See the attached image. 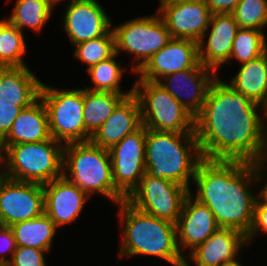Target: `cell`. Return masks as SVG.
Returning <instances> with one entry per match:
<instances>
[{
	"instance_id": "ee69618b",
	"label": "cell",
	"mask_w": 267,
	"mask_h": 266,
	"mask_svg": "<svg viewBox=\"0 0 267 266\" xmlns=\"http://www.w3.org/2000/svg\"><path fill=\"white\" fill-rule=\"evenodd\" d=\"M266 113H267V96H266Z\"/></svg>"
},
{
	"instance_id": "d590c367",
	"label": "cell",
	"mask_w": 267,
	"mask_h": 266,
	"mask_svg": "<svg viewBox=\"0 0 267 266\" xmlns=\"http://www.w3.org/2000/svg\"><path fill=\"white\" fill-rule=\"evenodd\" d=\"M16 247L12 229L0 225V265H7L10 262Z\"/></svg>"
},
{
	"instance_id": "4dcf8cb0",
	"label": "cell",
	"mask_w": 267,
	"mask_h": 266,
	"mask_svg": "<svg viewBox=\"0 0 267 266\" xmlns=\"http://www.w3.org/2000/svg\"><path fill=\"white\" fill-rule=\"evenodd\" d=\"M73 47L74 57L80 60L82 65H86V71L116 53L112 29L103 36L73 45Z\"/></svg>"
},
{
	"instance_id": "9a60e30c",
	"label": "cell",
	"mask_w": 267,
	"mask_h": 266,
	"mask_svg": "<svg viewBox=\"0 0 267 266\" xmlns=\"http://www.w3.org/2000/svg\"><path fill=\"white\" fill-rule=\"evenodd\" d=\"M199 63L197 42L189 39L171 38L135 73L136 80L157 82L165 75L194 68Z\"/></svg>"
},
{
	"instance_id": "ffe728a7",
	"label": "cell",
	"mask_w": 267,
	"mask_h": 266,
	"mask_svg": "<svg viewBox=\"0 0 267 266\" xmlns=\"http://www.w3.org/2000/svg\"><path fill=\"white\" fill-rule=\"evenodd\" d=\"M44 213L58 228L76 222L90 197L64 176L43 185ZM90 199V200H89Z\"/></svg>"
},
{
	"instance_id": "5b68a950",
	"label": "cell",
	"mask_w": 267,
	"mask_h": 266,
	"mask_svg": "<svg viewBox=\"0 0 267 266\" xmlns=\"http://www.w3.org/2000/svg\"><path fill=\"white\" fill-rule=\"evenodd\" d=\"M63 176L90 198L100 194L115 206L126 200L115 188L109 150L91 141L64 145Z\"/></svg>"
},
{
	"instance_id": "f35d334b",
	"label": "cell",
	"mask_w": 267,
	"mask_h": 266,
	"mask_svg": "<svg viewBox=\"0 0 267 266\" xmlns=\"http://www.w3.org/2000/svg\"><path fill=\"white\" fill-rule=\"evenodd\" d=\"M195 0H159V5H171L180 2H191Z\"/></svg>"
},
{
	"instance_id": "6da1fadb",
	"label": "cell",
	"mask_w": 267,
	"mask_h": 266,
	"mask_svg": "<svg viewBox=\"0 0 267 266\" xmlns=\"http://www.w3.org/2000/svg\"><path fill=\"white\" fill-rule=\"evenodd\" d=\"M194 133L205 159L257 162L266 152L267 113L219 75L194 117Z\"/></svg>"
},
{
	"instance_id": "ac0fdd59",
	"label": "cell",
	"mask_w": 267,
	"mask_h": 266,
	"mask_svg": "<svg viewBox=\"0 0 267 266\" xmlns=\"http://www.w3.org/2000/svg\"><path fill=\"white\" fill-rule=\"evenodd\" d=\"M218 228L220 227L208 206L189 193L176 222L177 245L182 256L185 258Z\"/></svg>"
},
{
	"instance_id": "7402d4cb",
	"label": "cell",
	"mask_w": 267,
	"mask_h": 266,
	"mask_svg": "<svg viewBox=\"0 0 267 266\" xmlns=\"http://www.w3.org/2000/svg\"><path fill=\"white\" fill-rule=\"evenodd\" d=\"M29 66L0 67V103H14L23 109L40 98L43 81Z\"/></svg>"
},
{
	"instance_id": "484cf974",
	"label": "cell",
	"mask_w": 267,
	"mask_h": 266,
	"mask_svg": "<svg viewBox=\"0 0 267 266\" xmlns=\"http://www.w3.org/2000/svg\"><path fill=\"white\" fill-rule=\"evenodd\" d=\"M12 0H10L11 2ZM11 15L6 19L20 31L33 30L40 34L44 26L50 22L54 7L58 5L55 0H15Z\"/></svg>"
},
{
	"instance_id": "8992f818",
	"label": "cell",
	"mask_w": 267,
	"mask_h": 266,
	"mask_svg": "<svg viewBox=\"0 0 267 266\" xmlns=\"http://www.w3.org/2000/svg\"><path fill=\"white\" fill-rule=\"evenodd\" d=\"M63 149L64 144L52 137L36 143L0 145L2 173L17 181L47 184L63 176Z\"/></svg>"
},
{
	"instance_id": "ab89813d",
	"label": "cell",
	"mask_w": 267,
	"mask_h": 266,
	"mask_svg": "<svg viewBox=\"0 0 267 266\" xmlns=\"http://www.w3.org/2000/svg\"><path fill=\"white\" fill-rule=\"evenodd\" d=\"M242 260H240V262H236L234 264H231V265H225V266H244L242 263H241Z\"/></svg>"
},
{
	"instance_id": "3957f363",
	"label": "cell",
	"mask_w": 267,
	"mask_h": 266,
	"mask_svg": "<svg viewBox=\"0 0 267 266\" xmlns=\"http://www.w3.org/2000/svg\"><path fill=\"white\" fill-rule=\"evenodd\" d=\"M116 206L119 229L122 228L118 260L143 255L184 266L185 258L177 245L176 224L141 212L126 200Z\"/></svg>"
},
{
	"instance_id": "4fadbf2b",
	"label": "cell",
	"mask_w": 267,
	"mask_h": 266,
	"mask_svg": "<svg viewBox=\"0 0 267 266\" xmlns=\"http://www.w3.org/2000/svg\"><path fill=\"white\" fill-rule=\"evenodd\" d=\"M62 28L73 45L98 38L112 29V19L97 0H68Z\"/></svg>"
},
{
	"instance_id": "1f68e13d",
	"label": "cell",
	"mask_w": 267,
	"mask_h": 266,
	"mask_svg": "<svg viewBox=\"0 0 267 266\" xmlns=\"http://www.w3.org/2000/svg\"><path fill=\"white\" fill-rule=\"evenodd\" d=\"M231 14L239 28L264 31L267 26V0H240Z\"/></svg>"
},
{
	"instance_id": "8d00e7d4",
	"label": "cell",
	"mask_w": 267,
	"mask_h": 266,
	"mask_svg": "<svg viewBox=\"0 0 267 266\" xmlns=\"http://www.w3.org/2000/svg\"><path fill=\"white\" fill-rule=\"evenodd\" d=\"M253 169L256 185H259L258 188L261 189L257 188V200L262 204H267V173H265V170L267 169V161L260 160L253 162ZM263 184L264 186L262 187L261 185Z\"/></svg>"
},
{
	"instance_id": "e0dca14e",
	"label": "cell",
	"mask_w": 267,
	"mask_h": 266,
	"mask_svg": "<svg viewBox=\"0 0 267 266\" xmlns=\"http://www.w3.org/2000/svg\"><path fill=\"white\" fill-rule=\"evenodd\" d=\"M238 29L232 14H212L208 28L198 42L200 63L214 70L217 76L230 59Z\"/></svg>"
},
{
	"instance_id": "d6a6232c",
	"label": "cell",
	"mask_w": 267,
	"mask_h": 266,
	"mask_svg": "<svg viewBox=\"0 0 267 266\" xmlns=\"http://www.w3.org/2000/svg\"><path fill=\"white\" fill-rule=\"evenodd\" d=\"M50 253L33 247L17 246L8 266H47L45 254Z\"/></svg>"
},
{
	"instance_id": "d6986e66",
	"label": "cell",
	"mask_w": 267,
	"mask_h": 266,
	"mask_svg": "<svg viewBox=\"0 0 267 266\" xmlns=\"http://www.w3.org/2000/svg\"><path fill=\"white\" fill-rule=\"evenodd\" d=\"M158 6L157 12L168 28L171 38L189 39L198 43L212 17L204 0Z\"/></svg>"
},
{
	"instance_id": "ba28073f",
	"label": "cell",
	"mask_w": 267,
	"mask_h": 266,
	"mask_svg": "<svg viewBox=\"0 0 267 266\" xmlns=\"http://www.w3.org/2000/svg\"><path fill=\"white\" fill-rule=\"evenodd\" d=\"M40 98L45 104L50 135L65 144L90 141L85 130L84 88L59 89L43 82Z\"/></svg>"
},
{
	"instance_id": "b9f144b4",
	"label": "cell",
	"mask_w": 267,
	"mask_h": 266,
	"mask_svg": "<svg viewBox=\"0 0 267 266\" xmlns=\"http://www.w3.org/2000/svg\"><path fill=\"white\" fill-rule=\"evenodd\" d=\"M0 170H1V166H0ZM4 175H3V173H2V170L0 171V180H1V178L3 177Z\"/></svg>"
},
{
	"instance_id": "f1b7e54d",
	"label": "cell",
	"mask_w": 267,
	"mask_h": 266,
	"mask_svg": "<svg viewBox=\"0 0 267 266\" xmlns=\"http://www.w3.org/2000/svg\"><path fill=\"white\" fill-rule=\"evenodd\" d=\"M25 36L6 18L0 19V67H23L27 50Z\"/></svg>"
},
{
	"instance_id": "30bf717a",
	"label": "cell",
	"mask_w": 267,
	"mask_h": 266,
	"mask_svg": "<svg viewBox=\"0 0 267 266\" xmlns=\"http://www.w3.org/2000/svg\"><path fill=\"white\" fill-rule=\"evenodd\" d=\"M189 193L184 186L146 172L126 201L141 212L176 224Z\"/></svg>"
},
{
	"instance_id": "52a82bcc",
	"label": "cell",
	"mask_w": 267,
	"mask_h": 266,
	"mask_svg": "<svg viewBox=\"0 0 267 266\" xmlns=\"http://www.w3.org/2000/svg\"><path fill=\"white\" fill-rule=\"evenodd\" d=\"M115 50L118 56L126 52L132 56L131 72L137 73L146 62L160 51L171 39L168 28L156 10L148 16H138L113 26ZM134 58V59H133ZM136 62V63H135Z\"/></svg>"
},
{
	"instance_id": "836d02e7",
	"label": "cell",
	"mask_w": 267,
	"mask_h": 266,
	"mask_svg": "<svg viewBox=\"0 0 267 266\" xmlns=\"http://www.w3.org/2000/svg\"><path fill=\"white\" fill-rule=\"evenodd\" d=\"M260 234L267 235V204L256 200L253 225L247 234L248 245L251 246L253 239L255 240Z\"/></svg>"
},
{
	"instance_id": "74e56055",
	"label": "cell",
	"mask_w": 267,
	"mask_h": 266,
	"mask_svg": "<svg viewBox=\"0 0 267 266\" xmlns=\"http://www.w3.org/2000/svg\"><path fill=\"white\" fill-rule=\"evenodd\" d=\"M240 0H204L212 14H231Z\"/></svg>"
},
{
	"instance_id": "2e32d148",
	"label": "cell",
	"mask_w": 267,
	"mask_h": 266,
	"mask_svg": "<svg viewBox=\"0 0 267 266\" xmlns=\"http://www.w3.org/2000/svg\"><path fill=\"white\" fill-rule=\"evenodd\" d=\"M247 246V236L244 233L220 227L185 257L184 266H191L190 262L195 266L231 265L240 260L241 249H246Z\"/></svg>"
},
{
	"instance_id": "83f0119b",
	"label": "cell",
	"mask_w": 267,
	"mask_h": 266,
	"mask_svg": "<svg viewBox=\"0 0 267 266\" xmlns=\"http://www.w3.org/2000/svg\"><path fill=\"white\" fill-rule=\"evenodd\" d=\"M117 56V53H115L112 57L91 66L87 70L92 84L85 89L111 93H133V85L127 91H124L123 88L121 89L126 67L124 68L120 64L121 61L116 60Z\"/></svg>"
},
{
	"instance_id": "603a6c76",
	"label": "cell",
	"mask_w": 267,
	"mask_h": 266,
	"mask_svg": "<svg viewBox=\"0 0 267 266\" xmlns=\"http://www.w3.org/2000/svg\"><path fill=\"white\" fill-rule=\"evenodd\" d=\"M50 138L47 110L42 99L39 98L20 112L0 145L36 143Z\"/></svg>"
},
{
	"instance_id": "cb8c5ba5",
	"label": "cell",
	"mask_w": 267,
	"mask_h": 266,
	"mask_svg": "<svg viewBox=\"0 0 267 266\" xmlns=\"http://www.w3.org/2000/svg\"><path fill=\"white\" fill-rule=\"evenodd\" d=\"M235 91L263 106L266 112L267 51L258 58L239 65L227 82Z\"/></svg>"
},
{
	"instance_id": "277c9868",
	"label": "cell",
	"mask_w": 267,
	"mask_h": 266,
	"mask_svg": "<svg viewBox=\"0 0 267 266\" xmlns=\"http://www.w3.org/2000/svg\"><path fill=\"white\" fill-rule=\"evenodd\" d=\"M145 151V166L149 175L193 190L191 183L203 159L195 133L147 129Z\"/></svg>"
},
{
	"instance_id": "7bdbcfd3",
	"label": "cell",
	"mask_w": 267,
	"mask_h": 266,
	"mask_svg": "<svg viewBox=\"0 0 267 266\" xmlns=\"http://www.w3.org/2000/svg\"><path fill=\"white\" fill-rule=\"evenodd\" d=\"M61 1H65V0H55V2L58 4L60 3Z\"/></svg>"
},
{
	"instance_id": "60d3db41",
	"label": "cell",
	"mask_w": 267,
	"mask_h": 266,
	"mask_svg": "<svg viewBox=\"0 0 267 266\" xmlns=\"http://www.w3.org/2000/svg\"><path fill=\"white\" fill-rule=\"evenodd\" d=\"M264 160L267 161V144H266V152H265Z\"/></svg>"
},
{
	"instance_id": "9c48e42d",
	"label": "cell",
	"mask_w": 267,
	"mask_h": 266,
	"mask_svg": "<svg viewBox=\"0 0 267 266\" xmlns=\"http://www.w3.org/2000/svg\"><path fill=\"white\" fill-rule=\"evenodd\" d=\"M133 93L139 99L142 125L147 129L194 133V116L157 82L135 80Z\"/></svg>"
},
{
	"instance_id": "e575fe53",
	"label": "cell",
	"mask_w": 267,
	"mask_h": 266,
	"mask_svg": "<svg viewBox=\"0 0 267 266\" xmlns=\"http://www.w3.org/2000/svg\"><path fill=\"white\" fill-rule=\"evenodd\" d=\"M22 110L21 106L14 103H0V142L7 136Z\"/></svg>"
},
{
	"instance_id": "44dd1931",
	"label": "cell",
	"mask_w": 267,
	"mask_h": 266,
	"mask_svg": "<svg viewBox=\"0 0 267 266\" xmlns=\"http://www.w3.org/2000/svg\"><path fill=\"white\" fill-rule=\"evenodd\" d=\"M141 126L140 102L132 93L116 106L110 117L91 136L90 141L99 147L110 149Z\"/></svg>"
},
{
	"instance_id": "5bb4252c",
	"label": "cell",
	"mask_w": 267,
	"mask_h": 266,
	"mask_svg": "<svg viewBox=\"0 0 267 266\" xmlns=\"http://www.w3.org/2000/svg\"><path fill=\"white\" fill-rule=\"evenodd\" d=\"M216 76L214 70L199 63L194 68L165 75L157 83L195 117L201 111Z\"/></svg>"
},
{
	"instance_id": "8fae6325",
	"label": "cell",
	"mask_w": 267,
	"mask_h": 266,
	"mask_svg": "<svg viewBox=\"0 0 267 266\" xmlns=\"http://www.w3.org/2000/svg\"><path fill=\"white\" fill-rule=\"evenodd\" d=\"M147 128L142 125L109 150L115 188L127 198L146 173Z\"/></svg>"
},
{
	"instance_id": "4316f807",
	"label": "cell",
	"mask_w": 267,
	"mask_h": 266,
	"mask_svg": "<svg viewBox=\"0 0 267 266\" xmlns=\"http://www.w3.org/2000/svg\"><path fill=\"white\" fill-rule=\"evenodd\" d=\"M132 93H111L84 88L83 118L86 132L92 136L110 117L116 106Z\"/></svg>"
},
{
	"instance_id": "7a4b0ae2",
	"label": "cell",
	"mask_w": 267,
	"mask_h": 266,
	"mask_svg": "<svg viewBox=\"0 0 267 266\" xmlns=\"http://www.w3.org/2000/svg\"><path fill=\"white\" fill-rule=\"evenodd\" d=\"M193 184L196 193L190 190L191 195L208 206L219 227L232 228L247 236L257 200L253 162L203 158Z\"/></svg>"
},
{
	"instance_id": "d4e9b609",
	"label": "cell",
	"mask_w": 267,
	"mask_h": 266,
	"mask_svg": "<svg viewBox=\"0 0 267 266\" xmlns=\"http://www.w3.org/2000/svg\"><path fill=\"white\" fill-rule=\"evenodd\" d=\"M16 246L33 247L50 252L58 227L45 214L10 226ZM53 241V242H52Z\"/></svg>"
},
{
	"instance_id": "7c38bea8",
	"label": "cell",
	"mask_w": 267,
	"mask_h": 266,
	"mask_svg": "<svg viewBox=\"0 0 267 266\" xmlns=\"http://www.w3.org/2000/svg\"><path fill=\"white\" fill-rule=\"evenodd\" d=\"M44 213L43 185L17 181L3 176L0 180V225L10 227Z\"/></svg>"
},
{
	"instance_id": "f546056e",
	"label": "cell",
	"mask_w": 267,
	"mask_h": 266,
	"mask_svg": "<svg viewBox=\"0 0 267 266\" xmlns=\"http://www.w3.org/2000/svg\"><path fill=\"white\" fill-rule=\"evenodd\" d=\"M266 51L267 36L265 31L239 28L233 41L230 59L226 64L231 63L234 59L241 65L258 58Z\"/></svg>"
}]
</instances>
